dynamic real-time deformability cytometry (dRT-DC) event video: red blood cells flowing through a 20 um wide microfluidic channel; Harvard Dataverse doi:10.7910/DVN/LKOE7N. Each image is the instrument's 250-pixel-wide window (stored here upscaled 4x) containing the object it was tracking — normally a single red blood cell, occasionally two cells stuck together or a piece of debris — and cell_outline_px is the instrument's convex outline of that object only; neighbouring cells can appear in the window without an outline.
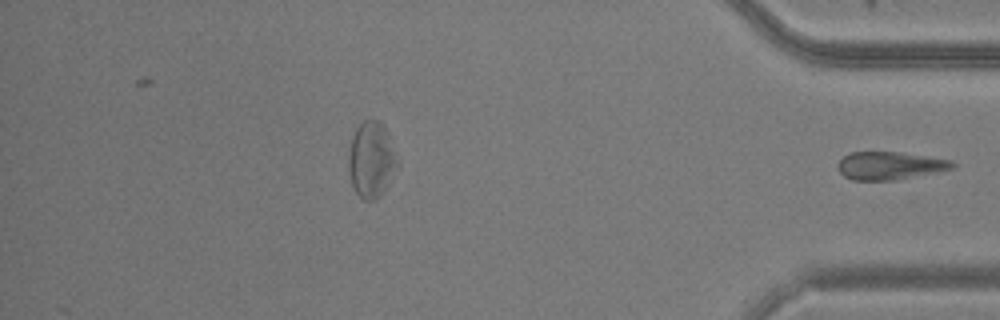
{"species": "common noctule bat (a hibernating species)", "species_latin": "Nyctalus noctula", "temperature_condition": "warm", "stored_images_in_passage": 38, "segment_of_instrument_passage": [2, 2], "camera_frame_rate_fps": 3000, "um_per_image_px": 0.085, "animal": {"sex": "male", "body_mass_g": 20.5, "forearm_length_mm": 52.5}, "frame": {"image": 1, "passage_image": 38, "time_ms": 12.333, "image_size_px": [1000, 320], "cell_outline_px": [[956, 168], [940, 172], [896, 180], [852, 180], [844, 176], [836, 168], [836, 164], [848, 152], [896, 152], [952, 160], [956, 164]], "centroid_in_image_um": [75.64, 14.09], "position_along_channel_um": 359.6, "area_um2": 18.84}}